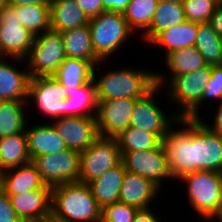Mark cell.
<instances>
[{"label": "cell", "instance_id": "cell-18", "mask_svg": "<svg viewBox=\"0 0 222 222\" xmlns=\"http://www.w3.org/2000/svg\"><path fill=\"white\" fill-rule=\"evenodd\" d=\"M161 189L150 179L126 171L120 189L119 202L137 209H147L150 208Z\"/></svg>", "mask_w": 222, "mask_h": 222}, {"label": "cell", "instance_id": "cell-48", "mask_svg": "<svg viewBox=\"0 0 222 222\" xmlns=\"http://www.w3.org/2000/svg\"><path fill=\"white\" fill-rule=\"evenodd\" d=\"M8 4L7 0H0V10Z\"/></svg>", "mask_w": 222, "mask_h": 222}, {"label": "cell", "instance_id": "cell-16", "mask_svg": "<svg viewBox=\"0 0 222 222\" xmlns=\"http://www.w3.org/2000/svg\"><path fill=\"white\" fill-rule=\"evenodd\" d=\"M51 121L66 147L79 153L100 137L96 117H61Z\"/></svg>", "mask_w": 222, "mask_h": 222}, {"label": "cell", "instance_id": "cell-8", "mask_svg": "<svg viewBox=\"0 0 222 222\" xmlns=\"http://www.w3.org/2000/svg\"><path fill=\"white\" fill-rule=\"evenodd\" d=\"M178 124L183 128L171 127L161 140L173 180L192 172V119L179 118Z\"/></svg>", "mask_w": 222, "mask_h": 222}, {"label": "cell", "instance_id": "cell-13", "mask_svg": "<svg viewBox=\"0 0 222 222\" xmlns=\"http://www.w3.org/2000/svg\"><path fill=\"white\" fill-rule=\"evenodd\" d=\"M27 98L26 101L35 102L37 108L52 120L65 117L66 87L53 75L31 77Z\"/></svg>", "mask_w": 222, "mask_h": 222}, {"label": "cell", "instance_id": "cell-24", "mask_svg": "<svg viewBox=\"0 0 222 222\" xmlns=\"http://www.w3.org/2000/svg\"><path fill=\"white\" fill-rule=\"evenodd\" d=\"M187 21L182 0H159L150 27L142 33L144 40L151 43L162 31Z\"/></svg>", "mask_w": 222, "mask_h": 222}, {"label": "cell", "instance_id": "cell-22", "mask_svg": "<svg viewBox=\"0 0 222 222\" xmlns=\"http://www.w3.org/2000/svg\"><path fill=\"white\" fill-rule=\"evenodd\" d=\"M89 18L75 0H51L50 29L64 32L88 25Z\"/></svg>", "mask_w": 222, "mask_h": 222}, {"label": "cell", "instance_id": "cell-14", "mask_svg": "<svg viewBox=\"0 0 222 222\" xmlns=\"http://www.w3.org/2000/svg\"><path fill=\"white\" fill-rule=\"evenodd\" d=\"M122 163L126 171L150 179L160 188L162 180H173L162 145L146 151L125 152Z\"/></svg>", "mask_w": 222, "mask_h": 222}, {"label": "cell", "instance_id": "cell-31", "mask_svg": "<svg viewBox=\"0 0 222 222\" xmlns=\"http://www.w3.org/2000/svg\"><path fill=\"white\" fill-rule=\"evenodd\" d=\"M166 64L171 72V80L174 76L188 74L207 66L204 57L195 46L172 51L165 56Z\"/></svg>", "mask_w": 222, "mask_h": 222}, {"label": "cell", "instance_id": "cell-39", "mask_svg": "<svg viewBox=\"0 0 222 222\" xmlns=\"http://www.w3.org/2000/svg\"><path fill=\"white\" fill-rule=\"evenodd\" d=\"M0 222H22L5 192L0 195Z\"/></svg>", "mask_w": 222, "mask_h": 222}, {"label": "cell", "instance_id": "cell-21", "mask_svg": "<svg viewBox=\"0 0 222 222\" xmlns=\"http://www.w3.org/2000/svg\"><path fill=\"white\" fill-rule=\"evenodd\" d=\"M5 60H4V59ZM0 56V101H26L30 75L28 69L17 70Z\"/></svg>", "mask_w": 222, "mask_h": 222}, {"label": "cell", "instance_id": "cell-38", "mask_svg": "<svg viewBox=\"0 0 222 222\" xmlns=\"http://www.w3.org/2000/svg\"><path fill=\"white\" fill-rule=\"evenodd\" d=\"M139 209L116 202L101 209V222H132Z\"/></svg>", "mask_w": 222, "mask_h": 222}, {"label": "cell", "instance_id": "cell-12", "mask_svg": "<svg viewBox=\"0 0 222 222\" xmlns=\"http://www.w3.org/2000/svg\"><path fill=\"white\" fill-rule=\"evenodd\" d=\"M160 90L162 91L161 87L155 85L142 98L135 100L129 127L150 131L162 140L172 125L174 128L177 127L174 125L178 124L180 117L176 112L167 116L164 110L159 108V103H155V94H158Z\"/></svg>", "mask_w": 222, "mask_h": 222}, {"label": "cell", "instance_id": "cell-26", "mask_svg": "<svg viewBox=\"0 0 222 222\" xmlns=\"http://www.w3.org/2000/svg\"><path fill=\"white\" fill-rule=\"evenodd\" d=\"M125 172L126 169L121 162L118 166L106 171L101 177L88 184L101 209L107 205L119 202V194Z\"/></svg>", "mask_w": 222, "mask_h": 222}, {"label": "cell", "instance_id": "cell-3", "mask_svg": "<svg viewBox=\"0 0 222 222\" xmlns=\"http://www.w3.org/2000/svg\"><path fill=\"white\" fill-rule=\"evenodd\" d=\"M179 180L187 185V201L193 210L207 222L214 221L222 206V173L194 171Z\"/></svg>", "mask_w": 222, "mask_h": 222}, {"label": "cell", "instance_id": "cell-20", "mask_svg": "<svg viewBox=\"0 0 222 222\" xmlns=\"http://www.w3.org/2000/svg\"><path fill=\"white\" fill-rule=\"evenodd\" d=\"M98 99L93 78L76 88L66 87L65 117H96Z\"/></svg>", "mask_w": 222, "mask_h": 222}, {"label": "cell", "instance_id": "cell-30", "mask_svg": "<svg viewBox=\"0 0 222 222\" xmlns=\"http://www.w3.org/2000/svg\"><path fill=\"white\" fill-rule=\"evenodd\" d=\"M29 104L26 101H0V138L25 133L26 119L23 108ZM25 106V107H23Z\"/></svg>", "mask_w": 222, "mask_h": 222}, {"label": "cell", "instance_id": "cell-4", "mask_svg": "<svg viewBox=\"0 0 222 222\" xmlns=\"http://www.w3.org/2000/svg\"><path fill=\"white\" fill-rule=\"evenodd\" d=\"M96 56L103 62L122 47L135 32L122 13L105 11L88 23ZM124 43V44H123Z\"/></svg>", "mask_w": 222, "mask_h": 222}, {"label": "cell", "instance_id": "cell-49", "mask_svg": "<svg viewBox=\"0 0 222 222\" xmlns=\"http://www.w3.org/2000/svg\"><path fill=\"white\" fill-rule=\"evenodd\" d=\"M164 1H180V0H164Z\"/></svg>", "mask_w": 222, "mask_h": 222}, {"label": "cell", "instance_id": "cell-46", "mask_svg": "<svg viewBox=\"0 0 222 222\" xmlns=\"http://www.w3.org/2000/svg\"><path fill=\"white\" fill-rule=\"evenodd\" d=\"M4 193V182L2 178V173L0 172V195Z\"/></svg>", "mask_w": 222, "mask_h": 222}, {"label": "cell", "instance_id": "cell-7", "mask_svg": "<svg viewBox=\"0 0 222 222\" xmlns=\"http://www.w3.org/2000/svg\"><path fill=\"white\" fill-rule=\"evenodd\" d=\"M35 35L22 26L16 6L7 4L0 10V56L26 61Z\"/></svg>", "mask_w": 222, "mask_h": 222}, {"label": "cell", "instance_id": "cell-19", "mask_svg": "<svg viewBox=\"0 0 222 222\" xmlns=\"http://www.w3.org/2000/svg\"><path fill=\"white\" fill-rule=\"evenodd\" d=\"M28 150L31 160L37 156L59 153L68 149L57 130L49 122L26 127Z\"/></svg>", "mask_w": 222, "mask_h": 222}, {"label": "cell", "instance_id": "cell-6", "mask_svg": "<svg viewBox=\"0 0 222 222\" xmlns=\"http://www.w3.org/2000/svg\"><path fill=\"white\" fill-rule=\"evenodd\" d=\"M65 58L61 32L49 29L35 36L25 64L30 77L51 76L59 69Z\"/></svg>", "mask_w": 222, "mask_h": 222}, {"label": "cell", "instance_id": "cell-5", "mask_svg": "<svg viewBox=\"0 0 222 222\" xmlns=\"http://www.w3.org/2000/svg\"><path fill=\"white\" fill-rule=\"evenodd\" d=\"M210 74L211 66L207 65L194 72L174 76L167 85L165 76L156 72L155 83L162 88H165V85L168 86L166 90L171 98L169 100L179 105L177 115L184 118L201 101ZM164 79H166V83Z\"/></svg>", "mask_w": 222, "mask_h": 222}, {"label": "cell", "instance_id": "cell-43", "mask_svg": "<svg viewBox=\"0 0 222 222\" xmlns=\"http://www.w3.org/2000/svg\"><path fill=\"white\" fill-rule=\"evenodd\" d=\"M132 222H160L157 215L151 211V208L139 209Z\"/></svg>", "mask_w": 222, "mask_h": 222}, {"label": "cell", "instance_id": "cell-29", "mask_svg": "<svg viewBox=\"0 0 222 222\" xmlns=\"http://www.w3.org/2000/svg\"><path fill=\"white\" fill-rule=\"evenodd\" d=\"M94 66L87 60L65 58L53 77L67 88H76L93 78Z\"/></svg>", "mask_w": 222, "mask_h": 222}, {"label": "cell", "instance_id": "cell-25", "mask_svg": "<svg viewBox=\"0 0 222 222\" xmlns=\"http://www.w3.org/2000/svg\"><path fill=\"white\" fill-rule=\"evenodd\" d=\"M61 36L67 58L87 60L94 67L101 64L94 52L88 25L64 31Z\"/></svg>", "mask_w": 222, "mask_h": 222}, {"label": "cell", "instance_id": "cell-11", "mask_svg": "<svg viewBox=\"0 0 222 222\" xmlns=\"http://www.w3.org/2000/svg\"><path fill=\"white\" fill-rule=\"evenodd\" d=\"M35 164L41 180L51 188L71 182H79L80 153L66 149L59 153L35 157Z\"/></svg>", "mask_w": 222, "mask_h": 222}, {"label": "cell", "instance_id": "cell-15", "mask_svg": "<svg viewBox=\"0 0 222 222\" xmlns=\"http://www.w3.org/2000/svg\"><path fill=\"white\" fill-rule=\"evenodd\" d=\"M135 100H98L96 123L100 137L116 138L130 126Z\"/></svg>", "mask_w": 222, "mask_h": 222}, {"label": "cell", "instance_id": "cell-42", "mask_svg": "<svg viewBox=\"0 0 222 222\" xmlns=\"http://www.w3.org/2000/svg\"><path fill=\"white\" fill-rule=\"evenodd\" d=\"M209 24L219 36H222V4L219 3L217 5L214 14L210 18Z\"/></svg>", "mask_w": 222, "mask_h": 222}, {"label": "cell", "instance_id": "cell-45", "mask_svg": "<svg viewBox=\"0 0 222 222\" xmlns=\"http://www.w3.org/2000/svg\"><path fill=\"white\" fill-rule=\"evenodd\" d=\"M11 6H26L33 4H50L51 0H7Z\"/></svg>", "mask_w": 222, "mask_h": 222}, {"label": "cell", "instance_id": "cell-10", "mask_svg": "<svg viewBox=\"0 0 222 222\" xmlns=\"http://www.w3.org/2000/svg\"><path fill=\"white\" fill-rule=\"evenodd\" d=\"M222 173V136L211 131L203 119H192V172Z\"/></svg>", "mask_w": 222, "mask_h": 222}, {"label": "cell", "instance_id": "cell-17", "mask_svg": "<svg viewBox=\"0 0 222 222\" xmlns=\"http://www.w3.org/2000/svg\"><path fill=\"white\" fill-rule=\"evenodd\" d=\"M22 222H50L52 188L45 184L18 195H8Z\"/></svg>", "mask_w": 222, "mask_h": 222}, {"label": "cell", "instance_id": "cell-37", "mask_svg": "<svg viewBox=\"0 0 222 222\" xmlns=\"http://www.w3.org/2000/svg\"><path fill=\"white\" fill-rule=\"evenodd\" d=\"M212 100L215 98L222 101V65L211 66V74L204 88V93L201 101L184 117L187 119H200L199 105L203 101Z\"/></svg>", "mask_w": 222, "mask_h": 222}, {"label": "cell", "instance_id": "cell-36", "mask_svg": "<svg viewBox=\"0 0 222 222\" xmlns=\"http://www.w3.org/2000/svg\"><path fill=\"white\" fill-rule=\"evenodd\" d=\"M185 17L193 23H209L214 14L218 0H182Z\"/></svg>", "mask_w": 222, "mask_h": 222}, {"label": "cell", "instance_id": "cell-9", "mask_svg": "<svg viewBox=\"0 0 222 222\" xmlns=\"http://www.w3.org/2000/svg\"><path fill=\"white\" fill-rule=\"evenodd\" d=\"M122 162L116 138H97L80 153L79 182L89 184Z\"/></svg>", "mask_w": 222, "mask_h": 222}, {"label": "cell", "instance_id": "cell-40", "mask_svg": "<svg viewBox=\"0 0 222 222\" xmlns=\"http://www.w3.org/2000/svg\"><path fill=\"white\" fill-rule=\"evenodd\" d=\"M75 2L84 11L89 19L106 11L101 0H75Z\"/></svg>", "mask_w": 222, "mask_h": 222}, {"label": "cell", "instance_id": "cell-28", "mask_svg": "<svg viewBox=\"0 0 222 222\" xmlns=\"http://www.w3.org/2000/svg\"><path fill=\"white\" fill-rule=\"evenodd\" d=\"M31 161L26 133L0 138V172Z\"/></svg>", "mask_w": 222, "mask_h": 222}, {"label": "cell", "instance_id": "cell-2", "mask_svg": "<svg viewBox=\"0 0 222 222\" xmlns=\"http://www.w3.org/2000/svg\"><path fill=\"white\" fill-rule=\"evenodd\" d=\"M93 68V80L96 85L98 100H112L116 98L139 99L147 94L155 85V72L121 68L107 71L96 79Z\"/></svg>", "mask_w": 222, "mask_h": 222}, {"label": "cell", "instance_id": "cell-1", "mask_svg": "<svg viewBox=\"0 0 222 222\" xmlns=\"http://www.w3.org/2000/svg\"><path fill=\"white\" fill-rule=\"evenodd\" d=\"M50 222H101V208L90 186L71 182L52 188Z\"/></svg>", "mask_w": 222, "mask_h": 222}, {"label": "cell", "instance_id": "cell-47", "mask_svg": "<svg viewBox=\"0 0 222 222\" xmlns=\"http://www.w3.org/2000/svg\"><path fill=\"white\" fill-rule=\"evenodd\" d=\"M217 219L218 221L222 222V206L220 208L219 213L214 217V219Z\"/></svg>", "mask_w": 222, "mask_h": 222}, {"label": "cell", "instance_id": "cell-41", "mask_svg": "<svg viewBox=\"0 0 222 222\" xmlns=\"http://www.w3.org/2000/svg\"><path fill=\"white\" fill-rule=\"evenodd\" d=\"M131 0H101L106 11L124 13Z\"/></svg>", "mask_w": 222, "mask_h": 222}, {"label": "cell", "instance_id": "cell-23", "mask_svg": "<svg viewBox=\"0 0 222 222\" xmlns=\"http://www.w3.org/2000/svg\"><path fill=\"white\" fill-rule=\"evenodd\" d=\"M1 173L4 182V192L7 195H18L26 191L41 188L44 185L32 161L4 170Z\"/></svg>", "mask_w": 222, "mask_h": 222}, {"label": "cell", "instance_id": "cell-32", "mask_svg": "<svg viewBox=\"0 0 222 222\" xmlns=\"http://www.w3.org/2000/svg\"><path fill=\"white\" fill-rule=\"evenodd\" d=\"M195 47L210 66L222 65V41L209 23H198Z\"/></svg>", "mask_w": 222, "mask_h": 222}, {"label": "cell", "instance_id": "cell-44", "mask_svg": "<svg viewBox=\"0 0 222 222\" xmlns=\"http://www.w3.org/2000/svg\"><path fill=\"white\" fill-rule=\"evenodd\" d=\"M217 113L215 115L214 118V124H212L211 126L208 125V123L206 124L205 121L203 122L211 131L219 134L220 136H222V101L220 102L218 108H217Z\"/></svg>", "mask_w": 222, "mask_h": 222}, {"label": "cell", "instance_id": "cell-34", "mask_svg": "<svg viewBox=\"0 0 222 222\" xmlns=\"http://www.w3.org/2000/svg\"><path fill=\"white\" fill-rule=\"evenodd\" d=\"M23 27L35 36L50 29V4L16 6Z\"/></svg>", "mask_w": 222, "mask_h": 222}, {"label": "cell", "instance_id": "cell-33", "mask_svg": "<svg viewBox=\"0 0 222 222\" xmlns=\"http://www.w3.org/2000/svg\"><path fill=\"white\" fill-rule=\"evenodd\" d=\"M121 156L130 151H146L158 148L161 139L150 131L128 127L116 137Z\"/></svg>", "mask_w": 222, "mask_h": 222}, {"label": "cell", "instance_id": "cell-35", "mask_svg": "<svg viewBox=\"0 0 222 222\" xmlns=\"http://www.w3.org/2000/svg\"><path fill=\"white\" fill-rule=\"evenodd\" d=\"M159 0H131L123 13L129 27L143 33L150 27ZM137 29V30H136Z\"/></svg>", "mask_w": 222, "mask_h": 222}, {"label": "cell", "instance_id": "cell-27", "mask_svg": "<svg viewBox=\"0 0 222 222\" xmlns=\"http://www.w3.org/2000/svg\"><path fill=\"white\" fill-rule=\"evenodd\" d=\"M198 23L185 21L162 31L151 43L152 46H162L165 54L172 51L195 46Z\"/></svg>", "mask_w": 222, "mask_h": 222}]
</instances>
